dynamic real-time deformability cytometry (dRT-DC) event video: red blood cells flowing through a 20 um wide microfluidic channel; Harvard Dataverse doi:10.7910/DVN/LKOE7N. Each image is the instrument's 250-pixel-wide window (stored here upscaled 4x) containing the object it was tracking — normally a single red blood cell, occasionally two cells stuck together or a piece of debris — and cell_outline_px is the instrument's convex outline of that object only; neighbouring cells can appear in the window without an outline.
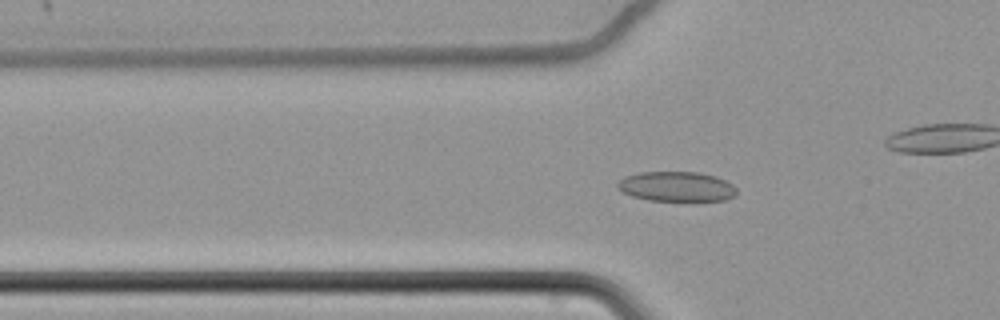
{"species": "common noctule bat (a hibernating species)", "species_latin": "Nyctalus noctula", "temperature_condition": "cold", "stored_images_in_passage": 66, "camera_frame_rate_fps": 3000, "um_per_image_px": 0.085, "animal": {"sex": "female", "body_mass_g": 22.7, "forearm_length_mm": 54.2}, "frame": {"image": 1, "passage_image": 25, "time_ms": 8.0, "image_size_px": [1000, 320], "cell_outline_px": [[736, 196], [724, 200], [692, 204], [648, 200], [632, 196], [616, 188], [616, 184], [624, 176], [640, 172], [696, 172], [716, 176], [732, 184], [736, 188]], "centroid_in_image_um": [57.54, 15.91], "position_along_channel_um": 68.3, "area_um2": 21.73}}
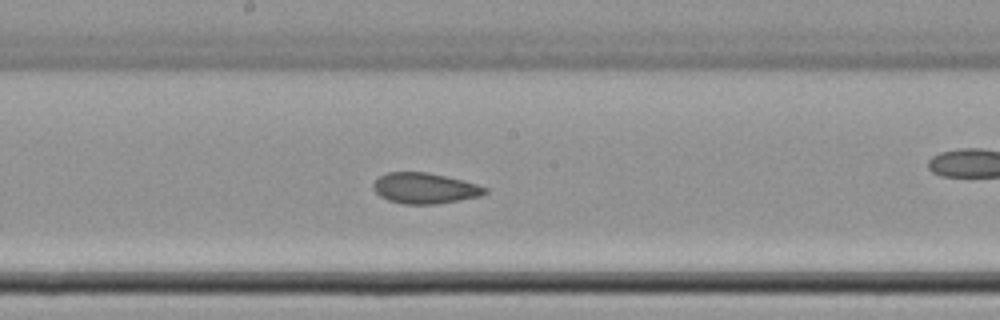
{"frame": {"image": 2, "passage_image": 38, "time_ms": 12.333, "image_size_px": [1000, 320], "cell_outline_px": [[488, 192], [480, 196], [460, 200], [436, 204], [404, 204], [388, 200], [380, 196], [372, 188], [372, 184], [380, 176], [388, 172], [428, 172], [464, 180], [488, 188]], "centroid_in_image_um": [36.11, 16.0], "position_along_channel_um": 212.1, "area_um2": 20.06}}
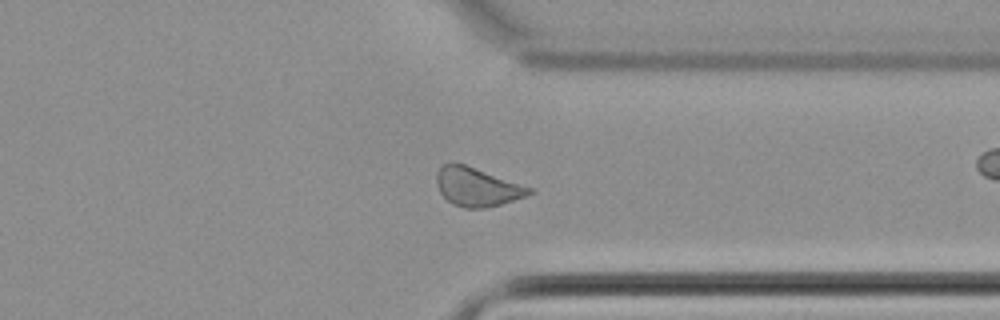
{"frame": {"image": 3, "passage_image": 52, "time_ms": 17.0, "image_size_px": [1000, 320], "cell_outline_px": [[536, 192], [500, 204], [484, 208], [464, 208], [452, 204], [440, 192], [436, 184], [436, 172], [444, 164], [464, 164], [532, 188]], "centroid_in_image_um": [40.53, 15.9], "position_along_channel_um": 370.9, "area_um2": 20.46}, "authors_computed_cell_mechanics": {"area_um2": 21.7906, "velocity_mm_per_s": 3.3982, "shape_relaxation_time_tau1_ms": null, "shape_relaxation_time_tau2_ms": 4.5431, "deformation_change_tau1": null, "deformation_change_tau2": 0.0972}}